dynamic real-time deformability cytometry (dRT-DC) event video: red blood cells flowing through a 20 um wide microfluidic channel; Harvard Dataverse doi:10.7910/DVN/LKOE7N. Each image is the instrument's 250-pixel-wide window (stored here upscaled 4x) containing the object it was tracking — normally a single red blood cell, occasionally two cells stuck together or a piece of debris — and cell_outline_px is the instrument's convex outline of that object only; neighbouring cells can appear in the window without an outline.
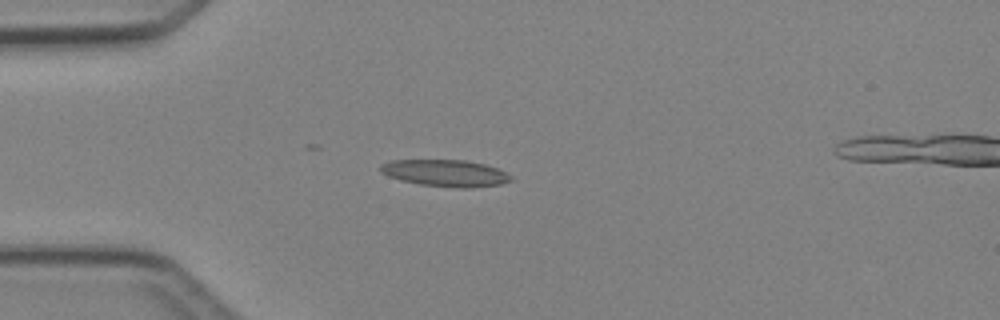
{"species": "Egyptian fruit bat (a non-hibernating species)", "species_latin": "Rousettus aegyptiacus", "temperature_condition": "cold", "stored_images_in_passage": 4, "segment_of_instrument_passage": [1, 2], "camera_frame_rate_fps": 3000, "um_per_image_px": 0.085, "animal": {"sex": "female"}, "frame": {"image": 1, "passage_image": 3, "time_ms": 2.333, "image_size_px": [1000, 320], "cell_outline_px": [[512, 180], [500, 184], [468, 188], [460, 188], [420, 184], [400, 180], [388, 176], [380, 172], [380, 164], [392, 160], [464, 160], [484, 164], [496, 168], [512, 176]], "centroid_in_image_um": [37.83, 14.71], "position_along_channel_um": 47.2, "area_um2": 20.23}}